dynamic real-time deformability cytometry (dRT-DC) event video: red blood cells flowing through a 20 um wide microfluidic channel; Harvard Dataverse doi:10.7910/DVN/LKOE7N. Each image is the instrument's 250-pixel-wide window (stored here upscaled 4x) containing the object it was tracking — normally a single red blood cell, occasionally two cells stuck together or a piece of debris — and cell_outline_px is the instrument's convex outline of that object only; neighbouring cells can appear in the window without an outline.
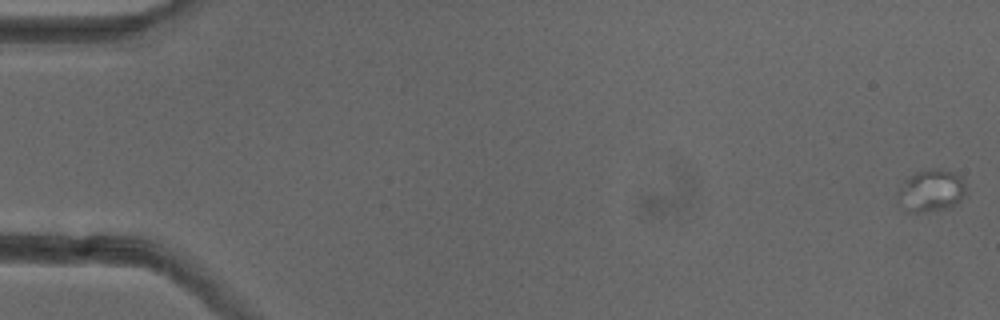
{"species": "common noctule bat (a hibernating species)", "species_latin": "Nyctalus noctula", "temperature_condition": "cold", "stored_images_in_passage": 11, "camera_frame_rate_fps": 3000, "um_per_image_px": 0.085, "animal": {"sex": "female"}, "frame": {"image": 1, "passage_image": 1, "time_ms": 0.0, "image_size_px": [1000, 320], "cell_outline_px": [[964, 196], [956, 204], [944, 208], [920, 212], [908, 212], [896, 204], [896, 192], [904, 180], [908, 176], [916, 172], [932, 168], [936, 168], [952, 172], [960, 176], [964, 180]], "centroid_in_image_um": [79.06, 16.21], "position_along_channel_um": 5.9, "area_um2": 16.94}}